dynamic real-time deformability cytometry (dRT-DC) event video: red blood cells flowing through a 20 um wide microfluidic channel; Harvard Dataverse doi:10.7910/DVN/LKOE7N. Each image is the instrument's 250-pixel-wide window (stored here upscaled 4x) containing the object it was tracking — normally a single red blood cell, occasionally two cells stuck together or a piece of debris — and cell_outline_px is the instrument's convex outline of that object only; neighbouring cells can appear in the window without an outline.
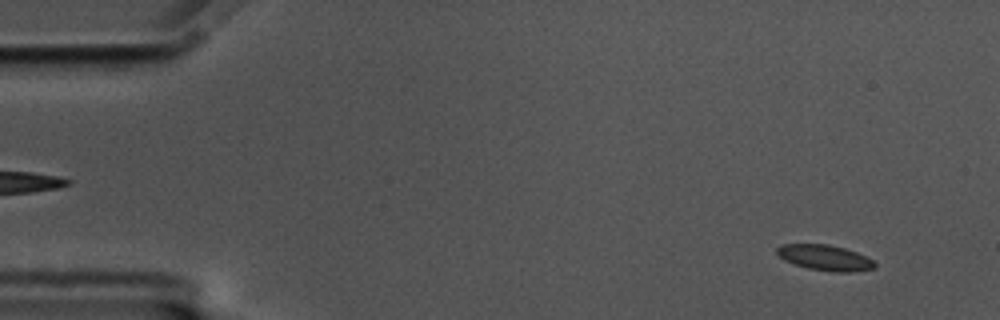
{"species": "common noctule bat (a hibernating species)", "species_latin": "Nyctalus noctula", "temperature_condition": "cold", "stored_images_in_passage": 57, "camera_frame_rate_fps": 3000, "um_per_image_px": 0.085, "animal": {"sex": "male", "body_mass_g": 17.5, "forearm_length_mm": 52.3}, "frame": {"image": 1, "passage_image": 4, "time_ms": 1.0, "image_size_px": [1000, 320], "cell_outline_px": [[876, 268], [852, 272], [832, 272], [808, 268], [784, 260], [776, 252], [776, 248], [780, 244], [828, 244], [844, 248], [856, 252], [872, 260], [876, 264]], "centroid_in_image_um": [70.12, 21.9], "position_along_channel_um": 14.9, "area_um2": 14.51}}
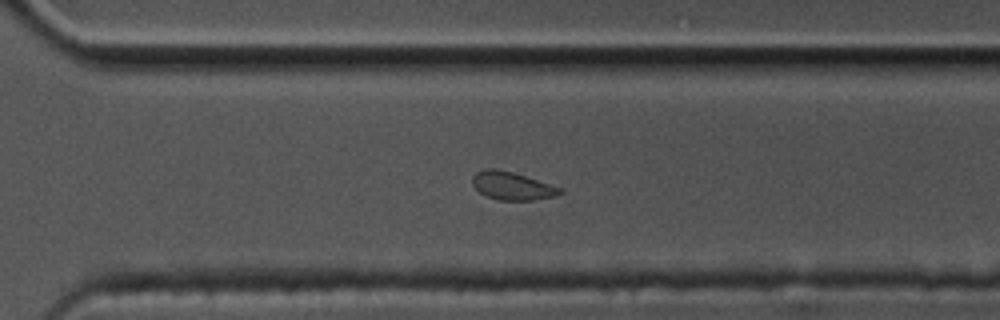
{"frame": {"image": 2, "passage_image": 40, "time_ms": 13.0, "image_size_px": [1000, 320], "cell_outline_px": [[564, 192], [556, 196], [532, 200], [496, 200], [480, 192], [472, 184], [472, 176], [476, 172], [484, 168], [496, 168], [512, 172], [560, 188]], "centroid_in_image_um": [43.48, 15.8], "position_along_channel_um": 327.1, "area_um2": 14.1}}
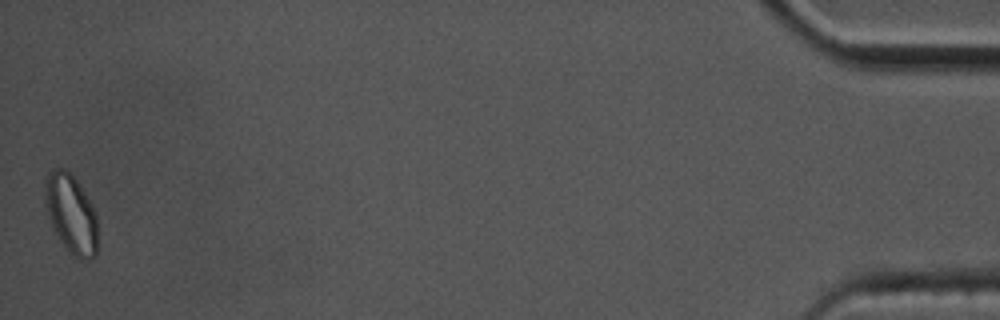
{"frame": {"image": 3, "passage_image": 57, "time_ms": 18.667, "image_size_px": [1000, 320], "cell_outline_px": [[96, 256], [92, 260], [80, 260], [64, 244], [52, 228], [44, 204], [44, 180], [48, 172], [52, 168], [64, 168], [80, 184], [92, 204], [96, 212]], "centroid_in_image_um": [6.02, 18.13], "position_along_channel_um": 429.2, "area_um2": 24.33}, "authors_computed_cell_mechanics": {"area_um2": 14.6812, "velocity_mm_per_s": 3.4776, "shape_relaxation_time_tau1_ms": null, "shape_relaxation_time_tau2_ms": 3.904, "deformation_change_tau1": null, "deformation_change_tau2": 0.0739}}